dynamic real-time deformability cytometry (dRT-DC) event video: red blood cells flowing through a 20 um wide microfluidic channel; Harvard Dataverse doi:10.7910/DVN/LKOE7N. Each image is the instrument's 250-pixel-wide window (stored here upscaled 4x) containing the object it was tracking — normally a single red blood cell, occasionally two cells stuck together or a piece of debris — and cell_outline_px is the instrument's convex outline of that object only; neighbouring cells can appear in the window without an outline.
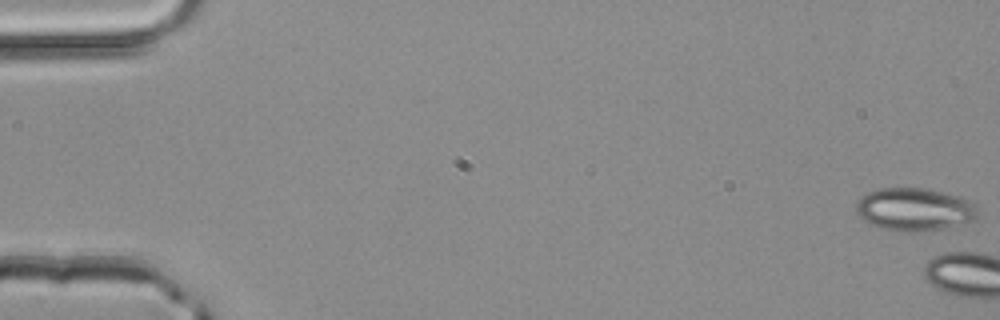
{"species": "common noctule bat (a hibernating species)", "species_latin": "Nyctalus noctula", "temperature_condition": "room temperature", "stored_images_in_passage": 6, "camera_frame_rate_fps": 3000, "um_per_image_px": 0.085, "animal": {"sex": "male", "body_mass_g": 20.4}, "frame": {"image": 1, "passage_image": 1, "time_ms": 0.0, "image_size_px": [1000, 320], "cell_outline_px": [[976, 216], [972, 220], [944, 228], [912, 232], [900, 232], [880, 228], [864, 220], [856, 212], [856, 204], [860, 196], [876, 188], [924, 188], [960, 196], [976, 204]], "centroid_in_image_um": [77.68, 17.79], "position_along_channel_um": 7.3, "area_um2": 30.29}}